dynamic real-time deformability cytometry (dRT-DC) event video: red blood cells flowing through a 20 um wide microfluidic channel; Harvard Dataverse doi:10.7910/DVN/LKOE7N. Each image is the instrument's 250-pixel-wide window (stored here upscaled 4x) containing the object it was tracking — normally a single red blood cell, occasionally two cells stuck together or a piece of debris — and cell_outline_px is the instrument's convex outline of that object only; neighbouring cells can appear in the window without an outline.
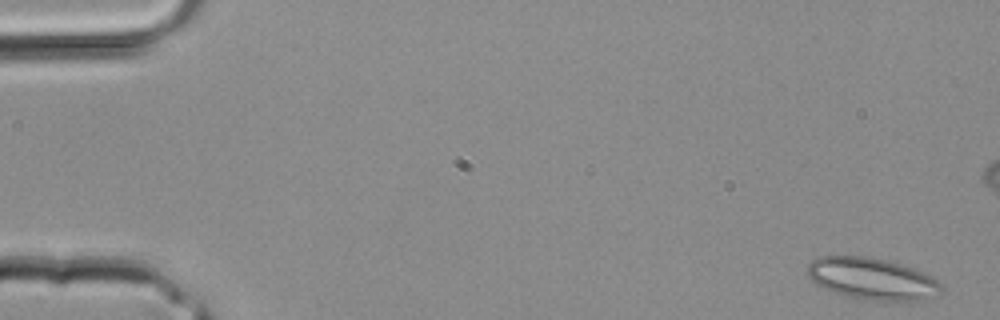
{"species": "common noctule bat (a hibernating species)", "species_latin": "Nyctalus noctula", "temperature_condition": "room temperature", "stored_images_in_passage": 2, "camera_frame_rate_fps": 3000, "um_per_image_px": 0.085, "animal": {"sex": "male", "body_mass_g": 20.4}, "frame": {"image": 1, "passage_image": 2, "time_ms": 0.333, "image_size_px": [1000, 320], "cell_outline_px": [[944, 288], [920, 300], [896, 304], [864, 300], [848, 296], [820, 288], [808, 276], [808, 264], [812, 260], [820, 256], [868, 256], [900, 264], [924, 272], [932, 276], [944, 284]], "centroid_in_image_um": [74.13, 23.73], "position_along_channel_um": 10.9, "area_um2": 33.18}}